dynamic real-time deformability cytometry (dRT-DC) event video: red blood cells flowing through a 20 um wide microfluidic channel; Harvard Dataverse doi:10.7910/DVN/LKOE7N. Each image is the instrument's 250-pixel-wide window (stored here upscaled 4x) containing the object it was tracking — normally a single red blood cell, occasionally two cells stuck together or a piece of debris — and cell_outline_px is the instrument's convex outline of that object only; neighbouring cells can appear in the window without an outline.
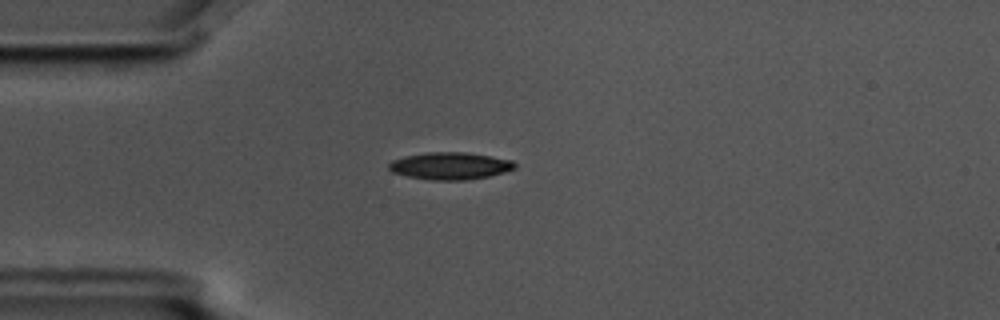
{"species": "common noctule bat (a hibernating species)", "species_latin": "Nyctalus noctula", "temperature_condition": "cold", "stored_images_in_passage": 5, "camera_frame_rate_fps": 3000, "um_per_image_px": 0.085, "animal": {"sex": "male", "body_mass_g": 17.5, "forearm_length_mm": 52.3}, "frame": {"image": 1, "passage_image": 5, "time_ms": 1.333, "image_size_px": [1000, 320], "cell_outline_px": [[516, 168], [504, 172], [488, 176], [464, 180], [432, 180], [408, 176], [392, 172], [388, 168], [388, 164], [392, 160], [404, 156], [428, 152], [468, 152], [512, 160], [516, 164]], "centroid_in_image_um": [38.25, 14.09], "position_along_channel_um": 46.7, "area_um2": 19.94}}